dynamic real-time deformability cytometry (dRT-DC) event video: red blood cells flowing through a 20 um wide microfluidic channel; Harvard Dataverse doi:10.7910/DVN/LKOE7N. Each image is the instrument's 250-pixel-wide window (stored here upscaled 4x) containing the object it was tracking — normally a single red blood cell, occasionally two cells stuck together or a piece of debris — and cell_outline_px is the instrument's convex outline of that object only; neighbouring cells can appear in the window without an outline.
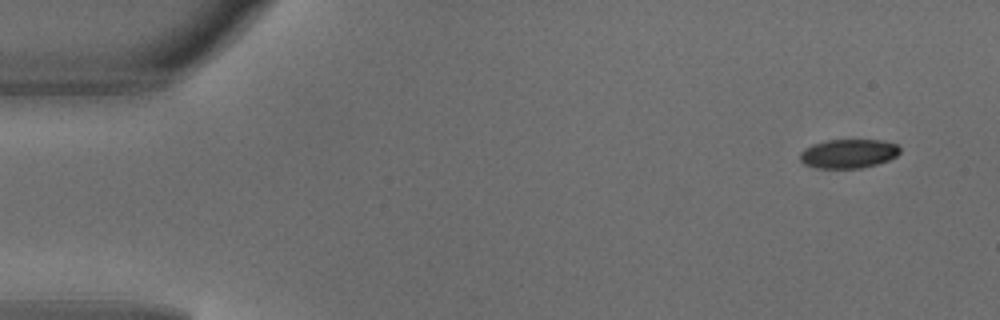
{"species": "common noctule bat (a hibernating species)", "species_latin": "Nyctalus noctula", "temperature_condition": "warm", "stored_images_in_passage": 2, "camera_frame_rate_fps": 3000, "um_per_image_px": 0.085, "animal": {"sex": "male", "body_mass_g": 18.8}, "frame": {"image": 1, "passage_image": 2, "time_ms": 0.333, "image_size_px": [1000, 320], "cell_outline_px": [[900, 152], [896, 156], [888, 160], [876, 164], [860, 168], [816, 168], [804, 164], [800, 160], [800, 152], [804, 148], [812, 144], [828, 140], [880, 140], [896, 144], [900, 148]], "centroid_in_image_um": [72.09, 13.06], "position_along_channel_um": 12.9, "area_um2": 16.88}}